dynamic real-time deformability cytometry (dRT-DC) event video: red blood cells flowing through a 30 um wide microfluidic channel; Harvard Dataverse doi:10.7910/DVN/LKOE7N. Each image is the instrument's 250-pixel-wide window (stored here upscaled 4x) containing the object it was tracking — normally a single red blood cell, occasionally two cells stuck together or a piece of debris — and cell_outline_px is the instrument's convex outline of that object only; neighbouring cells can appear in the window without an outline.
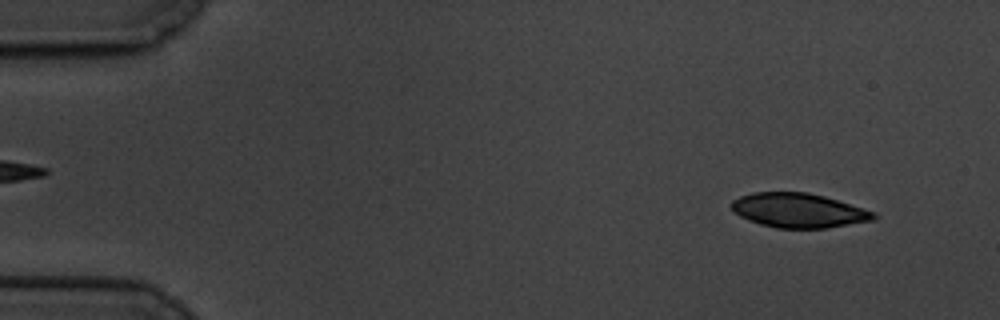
{"species": "common noctule bat (a hibernating species)", "species_latin": "Nyctalus noctula", "temperature_condition": "cold", "stored_images_in_passage": 5, "camera_frame_rate_fps": 3000, "um_per_image_px": 0.085, "animal": {"sex": "male", "body_mass_g": 19.5, "forearm_length_mm": 54.6}, "frame": {"image": 1, "passage_image": 1, "time_ms": 0.0, "image_size_px": [1000, 320], "cell_outline_px": [[880, 216], [876, 220], [824, 228], [776, 228], [760, 224], [748, 220], [740, 216], [728, 204], [732, 200], [740, 196], [752, 192], [808, 192], [824, 196], [876, 212]], "centroid_in_image_um": [67.89, 17.88], "position_along_channel_um": 17.1, "area_um2": 28.67}}